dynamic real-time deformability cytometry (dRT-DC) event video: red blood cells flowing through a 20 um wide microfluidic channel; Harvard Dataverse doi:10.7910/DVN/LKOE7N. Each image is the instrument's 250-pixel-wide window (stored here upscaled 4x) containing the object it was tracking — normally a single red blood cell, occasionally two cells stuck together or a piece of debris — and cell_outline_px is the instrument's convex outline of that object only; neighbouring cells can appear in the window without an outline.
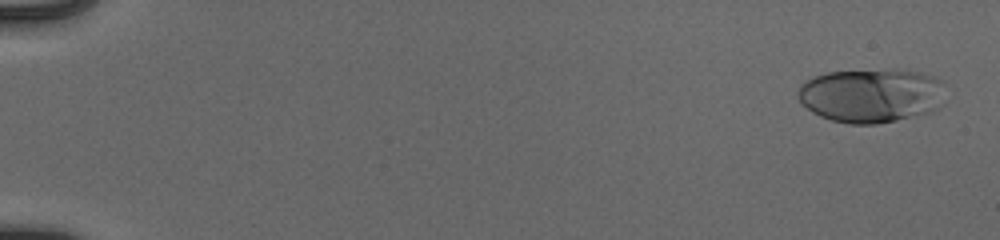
{"species": "human", "species_latin": "Homo sapiens", "temperature_condition": "cold", "stored_images_in_passage": 54, "camera_frame_rate_fps": 3000, "um_per_image_px": 0.085, "donor": {"sex": "male"}, "frame": {"image": 1, "passage_image": 2, "time_ms": 0.333, "image_size_px": [1000, 240], "cell_outline_px": [[944, 104], [940, 108], [932, 112], [896, 120], [876, 124], [848, 124], [832, 120], [820, 116], [812, 112], [796, 96], [796, 92], [800, 84], [804, 80], [828, 72], [892, 68], [920, 72], [936, 76], [944, 84]], "centroid_in_image_um": [74.1, 8.09], "position_along_channel_um": 10.9, "area_um2": 47.45}}
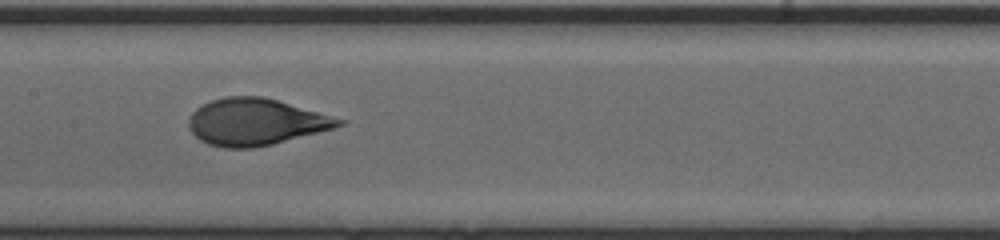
{"frame": {"image": 2, "passage_image": 29, "time_ms": 9.333, "image_size_px": [1000, 240], "cell_outline_px": [[348, 120], [344, 124], [332, 128], [272, 144], [252, 148], [224, 148], [208, 144], [200, 140], [188, 128], [188, 120], [192, 112], [196, 108], [212, 100], [224, 96], [264, 96]], "centroid_in_image_um": [21.71, 10.35], "position_along_channel_um": 185.7, "area_um2": 40.81}}
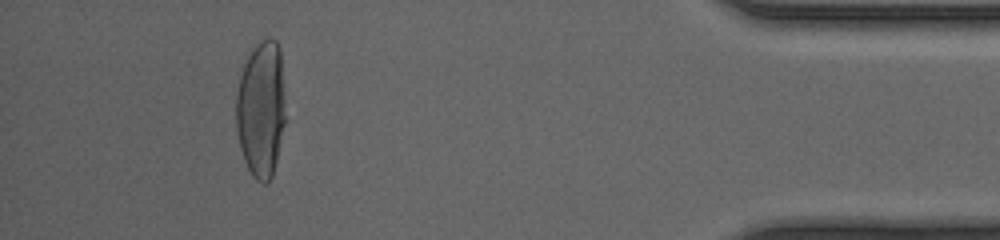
{"frame": {"image": 3, "passage_image": 50, "time_ms": 16.333, "image_size_px": [1000, 240], "cell_outline_px": [[284, 124], [276, 160], [272, 176], [264, 184], [256, 180], [252, 176], [244, 160], [240, 148], [236, 132], [236, 92], [240, 76], [248, 48], [260, 40], [268, 36], [276, 40], [280, 48], [284, 116]], "centroid_in_image_um": [22.15, 9.2], "position_along_channel_um": 413.1, "area_um2": 39.48}, "authors_computed_cell_mechanics": {"area_um2": 40.9802, "velocity_mm_per_s": 3.9367, "shape_relaxation_time_tau1_ms": 4.5842, "shape_relaxation_time_tau2_ms": null, "deformation_change_tau1": 0.232, "deformation_change_tau2": null}}